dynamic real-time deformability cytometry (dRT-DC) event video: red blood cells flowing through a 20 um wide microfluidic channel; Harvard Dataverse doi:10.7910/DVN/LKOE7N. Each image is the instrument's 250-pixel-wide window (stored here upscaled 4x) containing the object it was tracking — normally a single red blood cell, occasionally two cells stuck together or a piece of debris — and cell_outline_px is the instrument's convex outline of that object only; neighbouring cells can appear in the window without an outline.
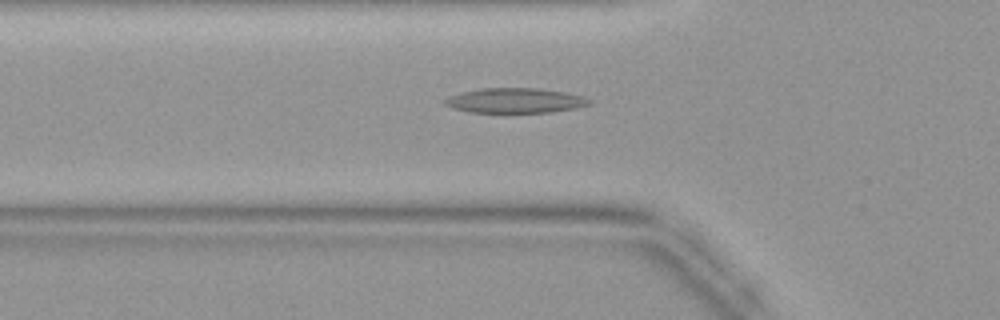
{"species": "common noctule bat (a hibernating species)", "species_latin": "Nyctalus noctula", "temperature_condition": "warm", "stored_images_in_passage": 32, "camera_frame_rate_fps": 3000, "um_per_image_px": 0.085, "animal": {"sex": "female", "body_mass_g": 19.9}, "frame": {"image": 1, "passage_image": 3, "time_ms": 0.667, "image_size_px": [1000, 320], "cell_outline_px": [[592, 104], [576, 108], [548, 112], [504, 116], [468, 112], [452, 108], [444, 104], [440, 100], [448, 96], [460, 92], [480, 88], [540, 88], [564, 92], [584, 96], [592, 100]], "centroid_in_image_um": [43.71, 8.59], "position_along_channel_um": 82.1, "area_um2": 22.37}}
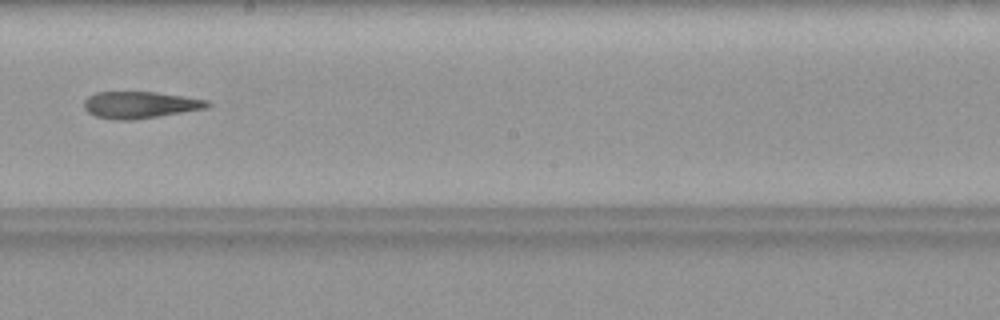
{"frame": {"image": 2, "passage_image": 13, "time_ms": 4.0, "image_size_px": [1000, 320], "cell_outline_px": [[212, 104], [208, 108], [136, 120], [116, 120], [96, 116], [88, 112], [84, 108], [84, 100], [88, 96], [96, 92], [156, 92], [184, 96], [208, 100]], "centroid_in_image_um": [11.93, 8.92], "position_along_channel_um": 236.3, "area_um2": 19.42}}
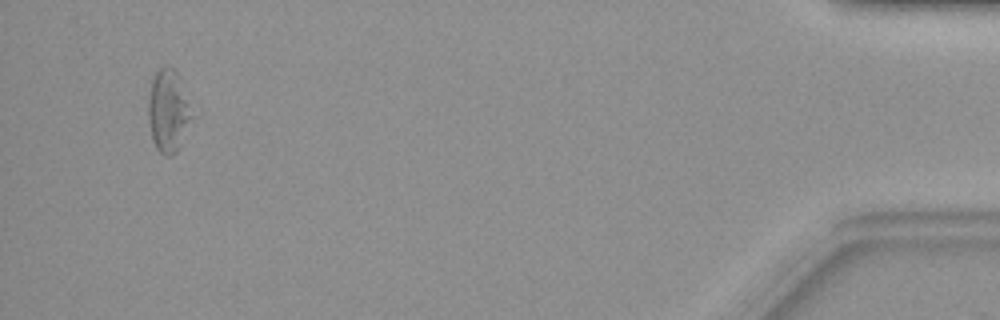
{"frame": {"image": 3, "passage_image": 30, "time_ms": 9.667, "image_size_px": [1000, 320], "cell_outline_px": [[200, 116], [176, 152], [172, 156], [164, 156], [156, 148], [152, 140], [148, 124], [148, 100], [152, 80], [156, 72], [160, 68], [172, 68], [180, 76], [200, 112]], "centroid_in_image_um": [14.47, 9.47], "position_along_channel_um": 420.7, "area_um2": 23.0}}